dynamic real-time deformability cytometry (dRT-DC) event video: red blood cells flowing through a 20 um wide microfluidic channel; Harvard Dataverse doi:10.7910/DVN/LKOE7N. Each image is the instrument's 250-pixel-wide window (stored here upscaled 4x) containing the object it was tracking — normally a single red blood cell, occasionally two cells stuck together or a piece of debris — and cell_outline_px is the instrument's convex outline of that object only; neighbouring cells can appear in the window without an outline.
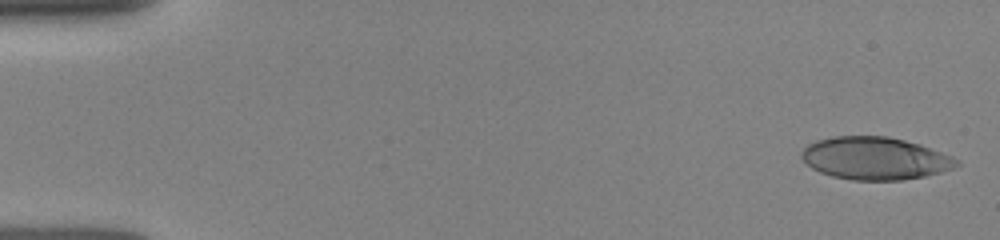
{"species": "human", "species_latin": "Homo sapiens", "temperature_condition": "room temperature", "stored_images_in_passage": 39, "camera_frame_rate_fps": 3000, "um_per_image_px": 0.085, "donor": {"sex": "female"}, "frame": {"image": 1, "passage_image": 1, "time_ms": 0.0, "image_size_px": [1000, 240], "cell_outline_px": [[960, 164], [952, 168], [940, 172], [924, 176], [904, 180], [852, 180], [832, 176], [820, 172], [812, 168], [800, 156], [800, 152], [808, 144], [816, 140], [832, 136], [888, 136], [920, 144], [952, 156], [960, 160]], "centroid_in_image_um": [74.37, 13.45], "position_along_channel_um": 10.6, "area_um2": 38.55}}
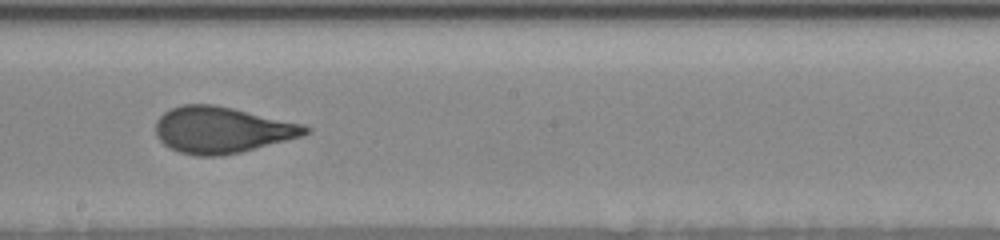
{"frame": {"image": 2, "passage_image": 21, "time_ms": 8.667, "image_size_px": [1000, 240], "cell_outline_px": [[312, 132], [304, 136], [240, 152], [220, 156], [196, 156], [180, 152], [168, 148], [156, 136], [156, 120], [164, 112], [172, 108], [184, 104], [212, 104], [232, 108], [304, 124], [312, 128]], "centroid_in_image_um": [18.88, 11.05], "position_along_channel_um": 229.3, "area_um2": 40.52}}
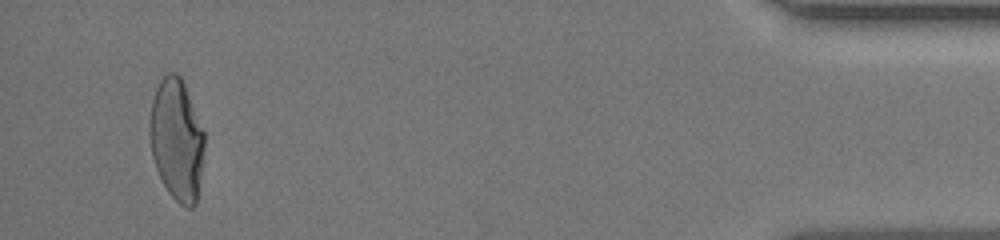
{"frame": {"image": 3, "passage_image": 38, "time_ms": 15.0, "image_size_px": [1000, 240], "cell_outline_px": [[204, 148], [196, 204], [192, 208], [184, 208], [168, 192], [156, 168], [152, 156], [148, 128], [148, 124], [152, 100], [156, 88], [160, 80], [168, 72], [176, 72], [180, 76], [184, 84], [204, 132]], "centroid_in_image_um": [15.0, 11.87], "position_along_channel_um": 420.2, "area_um2": 38.67}}